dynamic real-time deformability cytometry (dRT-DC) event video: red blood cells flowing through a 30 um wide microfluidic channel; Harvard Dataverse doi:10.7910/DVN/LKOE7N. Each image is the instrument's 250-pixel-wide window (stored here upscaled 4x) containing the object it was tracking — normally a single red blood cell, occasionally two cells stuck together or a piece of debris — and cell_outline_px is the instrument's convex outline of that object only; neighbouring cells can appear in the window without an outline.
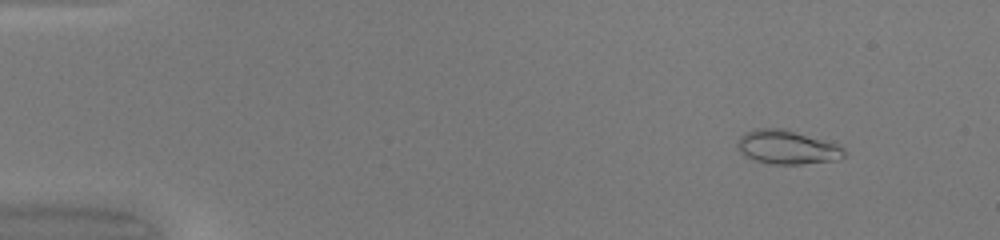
{"species": "common noctule bat (a hibernating species)", "species_latin": "Nyctalus noctula", "temperature_condition": "warm", "stored_images_in_passage": 50, "camera_frame_rate_fps": 3000, "um_per_image_px": 0.085, "animal": {"sex": "female", "body_mass_g": 20.0, "forearm_length_mm": 54.0}, "frame": {"image": 1, "passage_image": 6, "time_ms": 1.667, "image_size_px": [1000, 240], "cell_outline_px": [[848, 152], [844, 156], [836, 160], [800, 164], [768, 164], [752, 160], [744, 156], [740, 152], [736, 144], [740, 136], [744, 132], [756, 128], [784, 128], [836, 144], [844, 148]], "centroid_in_image_um": [66.86, 12.52], "position_along_channel_um": 18.1, "area_um2": 21.27}}
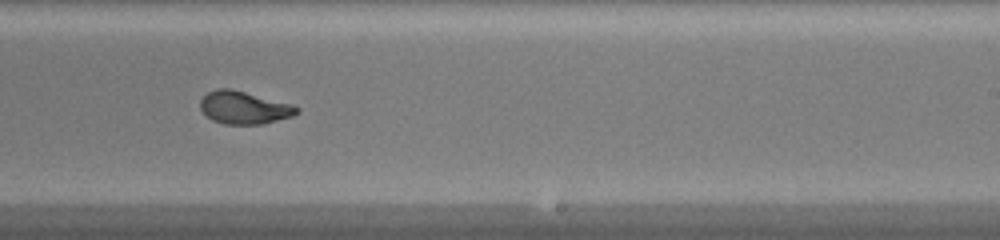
{"frame": {"image": 2, "passage_image": 32, "time_ms": 10.333, "image_size_px": [1000, 240], "cell_outline_px": [[300, 112], [292, 116], [264, 124], [224, 124], [212, 120], [200, 108], [200, 100], [208, 92], [216, 88], [232, 88], [288, 104], [300, 108]], "centroid_in_image_um": [20.72, 9.15], "position_along_channel_um": 268.3, "area_um2": 18.21}}
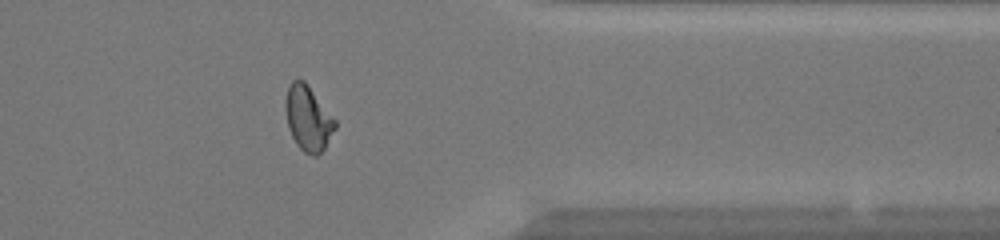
{"frame": {"image": 3, "passage_image": 41, "time_ms": 13.333, "image_size_px": [1000, 240], "cell_outline_px": [[336, 128], [324, 148], [316, 156], [312, 156], [304, 152], [296, 144], [288, 128], [284, 108], [284, 100], [288, 88], [292, 80], [304, 80], [336, 120]], "centroid_in_image_um": [26.16, 10.06], "position_along_channel_um": 385.2, "area_um2": 18.79}, "authors_computed_cell_mechanics": {"area_um2": 19.4208, "velocity_mm_per_s": 4.2484, "shape_relaxation_time_tau1_ms": 8.8174, "shape_relaxation_time_tau2_ms": 0.6774, "deformation_change_tau1": 0.2973, "deformation_change_tau2": 0.0518}}